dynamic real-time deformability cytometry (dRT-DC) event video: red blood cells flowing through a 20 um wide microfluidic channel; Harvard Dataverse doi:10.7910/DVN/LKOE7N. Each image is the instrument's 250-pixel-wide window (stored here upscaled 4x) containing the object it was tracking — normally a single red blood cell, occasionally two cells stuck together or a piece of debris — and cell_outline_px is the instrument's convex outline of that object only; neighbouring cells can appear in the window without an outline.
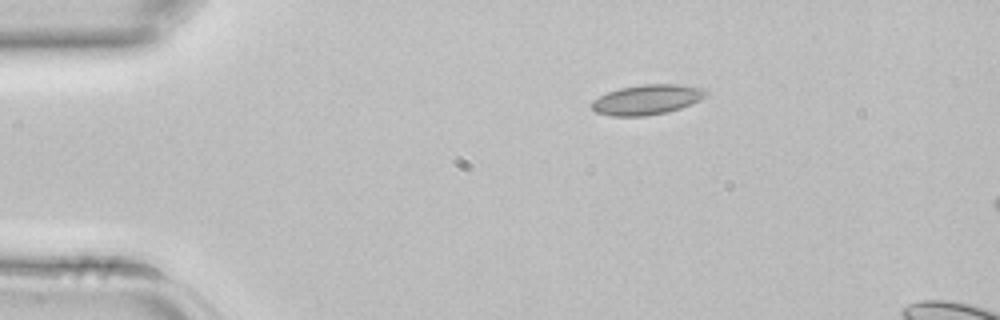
{"species": "common noctule bat (a hibernating species)", "species_latin": "Nyctalus noctula", "temperature_condition": "room temperature", "stored_images_in_passage": 3, "camera_frame_rate_fps": 3000, "um_per_image_px": 0.085, "animal": {"sex": "female", "body_mass_g": 22.7, "forearm_length_mm": 54.2}, "frame": {"image": 1, "passage_image": 1, "time_ms": 0.0, "image_size_px": [1000, 320], "cell_outline_px": [[708, 92], [700, 100], [692, 104], [668, 112], [644, 116], [612, 116], [596, 112], [588, 104], [592, 100], [608, 92], [620, 88], [644, 84], [680, 84], [704, 88]], "centroid_in_image_um": [54.99, 8.47], "position_along_channel_um": 30.0, "area_um2": 20.06}}